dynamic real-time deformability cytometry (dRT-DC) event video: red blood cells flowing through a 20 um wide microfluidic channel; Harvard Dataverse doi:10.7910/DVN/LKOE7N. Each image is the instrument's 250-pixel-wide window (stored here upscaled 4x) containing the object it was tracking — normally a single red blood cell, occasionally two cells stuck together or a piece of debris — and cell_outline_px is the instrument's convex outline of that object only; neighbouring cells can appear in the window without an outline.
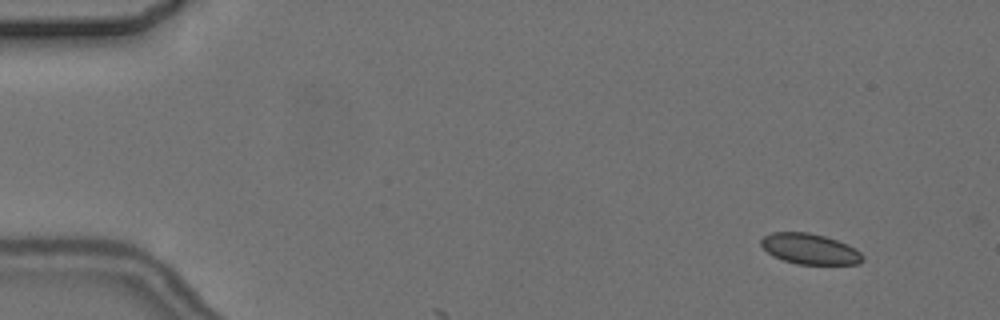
{"species": "common noctule bat (a hibernating species)", "species_latin": "Nyctalus noctula", "temperature_condition": "cold", "stored_images_in_passage": 3, "camera_frame_rate_fps": 3000, "um_per_image_px": 0.085, "animal": {"sex": "female", "body_mass_g": 24.6, "forearm_length_mm": 56.2}, "frame": {"image": 1, "passage_image": 2, "time_ms": 1.333, "image_size_px": [1000, 320], "cell_outline_px": [[864, 260], [860, 264], [796, 264], [772, 256], [760, 244], [760, 240], [764, 236], [772, 232], [808, 232], [824, 236], [848, 244], [856, 248], [864, 256]], "centroid_in_image_um": [68.85, 21.16], "position_along_channel_um": 16.1, "area_um2": 18.21}}